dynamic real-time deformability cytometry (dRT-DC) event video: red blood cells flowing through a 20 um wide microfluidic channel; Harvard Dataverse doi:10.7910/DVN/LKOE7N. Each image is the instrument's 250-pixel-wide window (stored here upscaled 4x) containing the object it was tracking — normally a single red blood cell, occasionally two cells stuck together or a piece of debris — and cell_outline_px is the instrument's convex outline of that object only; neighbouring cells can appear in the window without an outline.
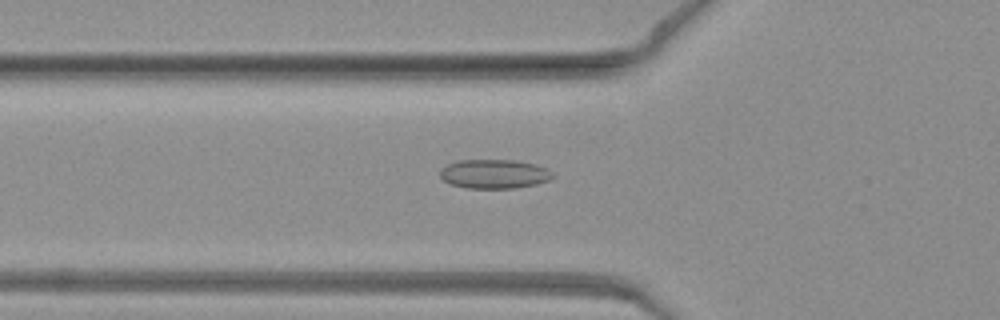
{"species": "common noctule bat (a hibernating species)", "species_latin": "Nyctalus noctula", "temperature_condition": "warm", "stored_images_in_passage": 53, "camera_frame_rate_fps": 3000, "um_per_image_px": 0.085, "animal": {"sex": "female", "body_mass_g": 19.3, "forearm_length_mm": 54.1}, "frame": {"image": 1, "passage_image": 19, "time_ms": 6.0, "image_size_px": [1000, 320], "cell_outline_px": [[556, 176], [548, 180], [536, 184], [512, 188], [468, 188], [448, 184], [440, 176], [440, 168], [456, 160], [516, 160], [536, 164], [548, 168]], "centroid_in_image_um": [42.01, 14.78], "position_along_channel_um": 83.8, "area_um2": 19.31}}
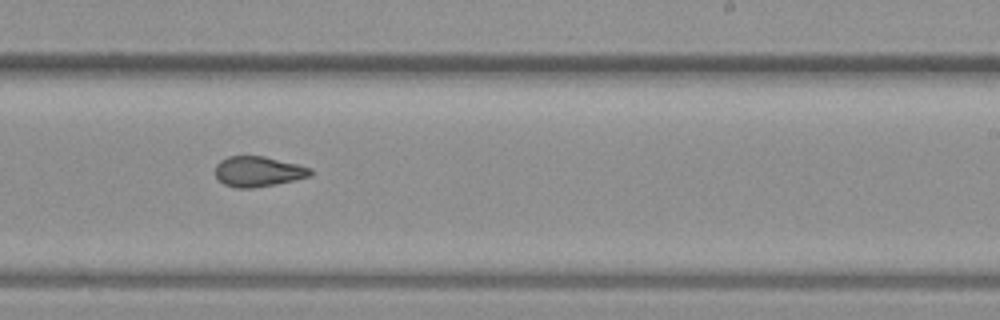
{"frame": {"image": 2, "passage_image": 33, "time_ms": 10.667, "image_size_px": [1000, 320], "cell_outline_px": [[312, 176], [296, 180], [276, 184], [252, 188], [236, 188], [224, 184], [216, 176], [216, 164], [220, 160], [228, 156], [264, 156], [312, 168]], "centroid_in_image_um": [21.96, 14.58], "position_along_channel_um": 267.0, "area_um2": 16.82}}
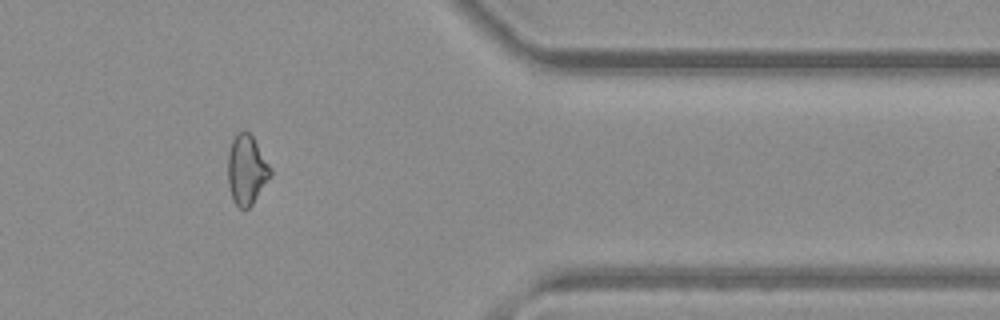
{"frame": {"image": 3, "passage_image": 44, "time_ms": 14.333, "image_size_px": [1000, 320], "cell_outline_px": [[272, 172], [252, 204], [248, 208], [240, 208], [232, 200], [228, 184], [228, 152], [232, 140], [236, 132], [244, 128], [252, 136], [272, 168]], "centroid_in_image_um": [20.94, 14.39], "position_along_channel_um": 390.5, "area_um2": 17.22}}